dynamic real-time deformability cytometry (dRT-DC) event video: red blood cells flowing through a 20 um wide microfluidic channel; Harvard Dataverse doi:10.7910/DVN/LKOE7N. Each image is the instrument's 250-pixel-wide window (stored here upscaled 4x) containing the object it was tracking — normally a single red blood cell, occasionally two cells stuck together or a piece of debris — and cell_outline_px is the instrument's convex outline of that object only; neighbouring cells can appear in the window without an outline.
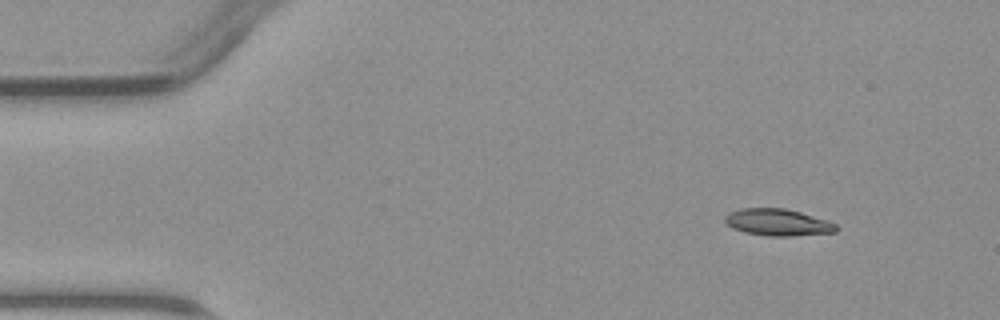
{"species": "common noctule bat (a hibernating species)", "species_latin": "Nyctalus noctula", "temperature_condition": "warm", "stored_images_in_passage": 4, "camera_frame_rate_fps": 3000, "um_per_image_px": 0.085, "animal": {"sex": "male", "body_mass_g": 23.1, "forearm_length_mm": 52.7}, "frame": {"image": 1, "passage_image": 1, "time_ms": 0.0, "image_size_px": [1000, 320], "cell_outline_px": [[840, 228], [836, 232], [792, 236], [768, 236], [744, 232], [732, 228], [724, 220], [724, 216], [728, 212], [740, 208], [784, 208], [800, 212], [828, 220], [836, 224]], "centroid_in_image_um": [66.12, 18.9], "position_along_channel_um": 18.9, "area_um2": 17.57}}
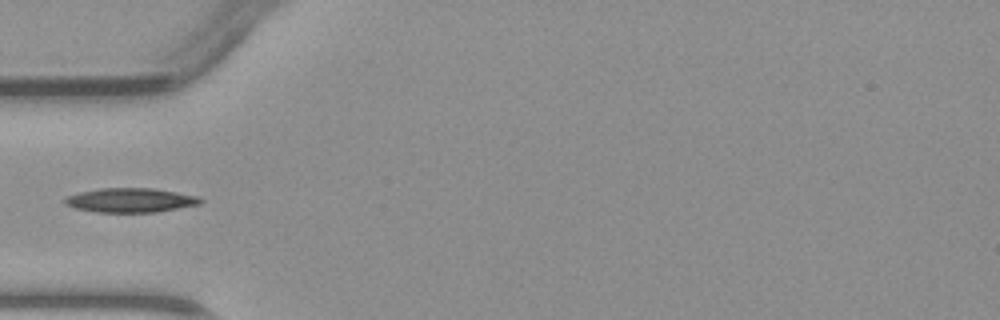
{"frame": {"image": 2, "passage_image": 3, "time_ms": 3.333, "image_size_px": [1000, 320], "cell_outline_px": [[204, 200], [200, 204], [156, 212], [96, 212], [76, 208], [64, 204], [64, 196], [80, 192], [100, 188], [156, 188], [196, 196]], "centroid_in_image_um": [11.06, 17.01], "position_along_channel_um": 73.9, "area_um2": 19.19}}
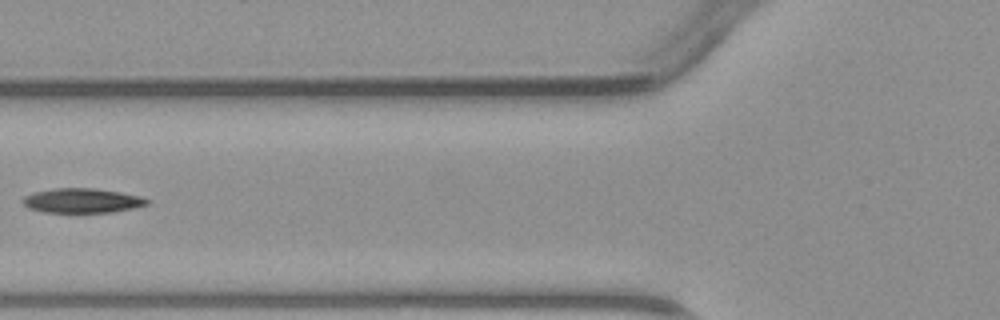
{"frame": {"image": 3, "passage_image": 4, "time_ms": 4.333, "image_size_px": [1000, 320], "cell_outline_px": [[152, 200], [148, 204], [132, 208], [112, 212], [44, 212], [28, 208], [20, 200], [24, 196], [36, 192], [52, 188], [92, 188], [120, 192], [140, 196]], "centroid_in_image_um": [6.97, 17.05], "position_along_channel_um": 118.8, "area_um2": 17.74}}